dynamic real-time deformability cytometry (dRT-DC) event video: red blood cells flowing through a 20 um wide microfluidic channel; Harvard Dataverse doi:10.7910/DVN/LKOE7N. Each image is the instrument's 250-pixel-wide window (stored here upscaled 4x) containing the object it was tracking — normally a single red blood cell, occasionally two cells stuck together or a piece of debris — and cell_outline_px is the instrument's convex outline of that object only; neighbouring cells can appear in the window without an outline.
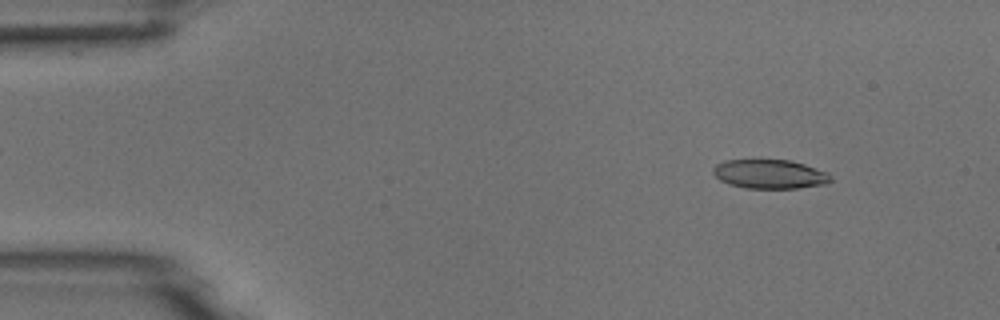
{"species": "common noctule bat (a hibernating species)", "species_latin": "Nyctalus noctula", "temperature_condition": "room temperature", "stored_images_in_passage": 5, "camera_frame_rate_fps": 3000, "um_per_image_px": 0.085, "animal": {"sex": "male", "body_mass_g": 18.8}, "frame": {"image": 1, "passage_image": 2, "time_ms": 1.333, "image_size_px": [1000, 320], "cell_outline_px": [[832, 180], [828, 184], [800, 188], [748, 188], [728, 184], [720, 180], [712, 172], [712, 168], [716, 164], [724, 160], [788, 160], [804, 164], [828, 172], [832, 176]], "centroid_in_image_um": [65.45, 14.8], "position_along_channel_um": 19.5, "area_um2": 20.06}}
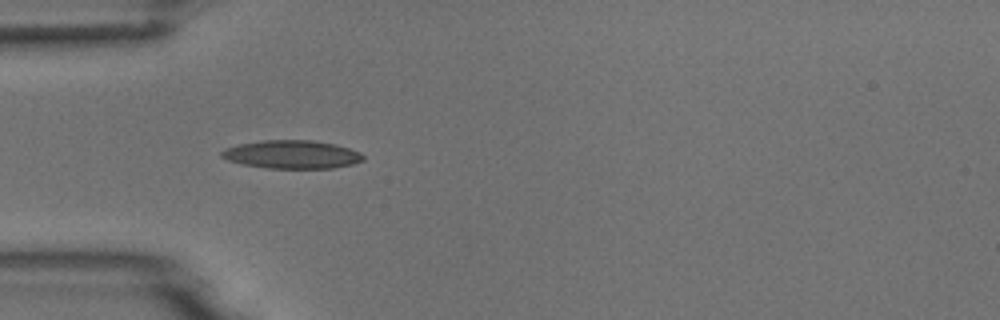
{"frame": {"image": 2, "passage_image": 5, "time_ms": 4.667, "image_size_px": [1000, 320], "cell_outline_px": [[364, 160], [352, 164], [332, 168], [268, 168], [244, 164], [228, 160], [220, 156], [220, 152], [224, 148], [236, 144], [264, 140], [312, 140], [332, 144], [348, 148], [360, 152], [364, 156]], "centroid_in_image_um": [24.78, 13.12], "position_along_channel_um": 60.2, "area_um2": 23.24}}